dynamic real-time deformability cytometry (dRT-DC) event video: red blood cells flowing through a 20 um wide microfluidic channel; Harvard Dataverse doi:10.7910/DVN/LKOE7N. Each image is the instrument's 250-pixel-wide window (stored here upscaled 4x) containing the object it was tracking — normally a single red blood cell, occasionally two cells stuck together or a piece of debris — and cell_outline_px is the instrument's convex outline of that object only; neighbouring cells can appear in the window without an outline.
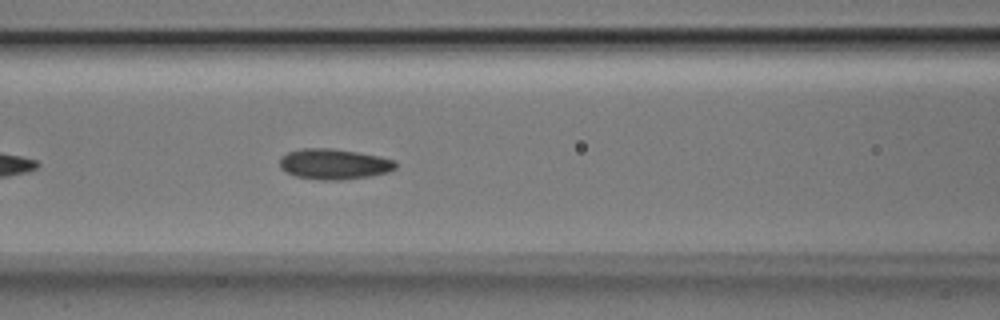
{"species": "Egyptian fruit bat (a non-hibernating species)", "species_latin": "Rousettus aegyptiacus", "temperature_condition": "room temperature", "stored_images_in_passage": 36, "camera_frame_rate_fps": 3000, "um_per_image_px": 0.085, "animal": {"sex": "male"}, "frame": {"image": 1, "passage_image": 6, "time_ms": 1.667, "image_size_px": [1000, 320], "cell_outline_px": [[396, 168], [388, 172], [368, 176], [340, 180], [324, 180], [296, 176], [280, 168], [280, 156], [288, 152], [300, 148], [332, 148], [380, 156], [396, 160]], "centroid_in_image_um": [28.39, 13.93], "position_along_channel_um": 138.2, "area_um2": 20.58}}
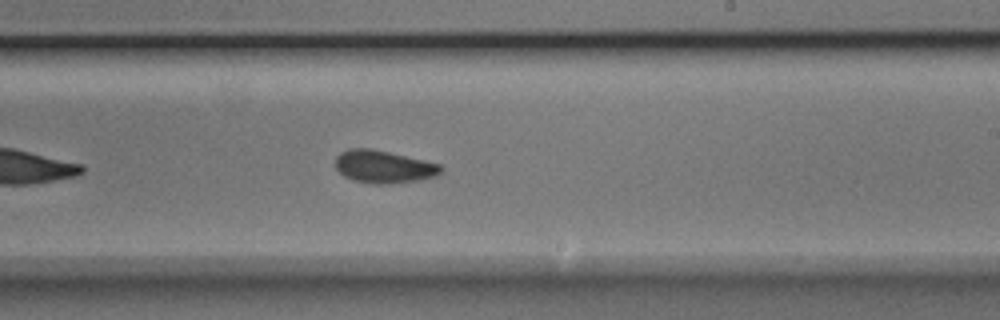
{"frame": {"image": 2, "passage_image": 15, "time_ms": 4.667, "image_size_px": [1000, 320], "cell_outline_px": [[444, 168], [436, 176], [420, 180], [388, 184], [376, 184], [352, 180], [344, 176], [336, 168], [336, 156], [340, 152], [348, 148], [372, 148], [424, 160], [440, 164]], "centroid_in_image_um": [32.6, 14.17], "position_along_channel_um": 256.4, "area_um2": 20.17}}
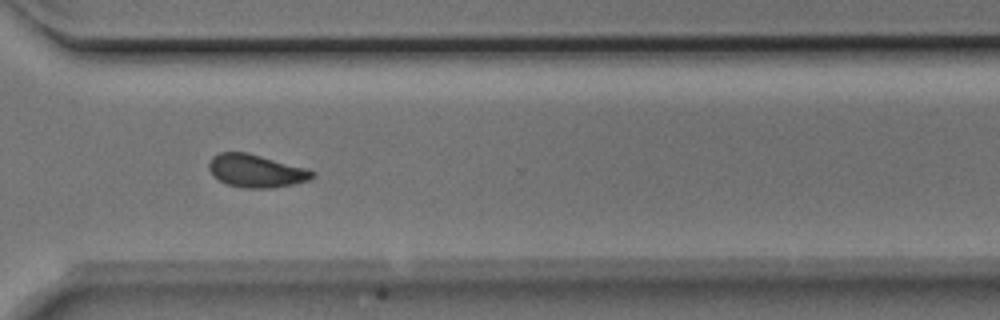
{"frame": {"image": 3, "passage_image": 22, "time_ms": 7.0, "image_size_px": [1000, 320], "cell_outline_px": [[316, 176], [308, 180], [292, 184], [268, 188], [244, 188], [228, 184], [212, 176], [208, 168], [208, 164], [212, 156], [220, 152], [248, 152], [308, 168], [316, 172]], "centroid_in_image_um": [21.77, 14.51], "position_along_channel_um": 348.8, "area_um2": 20.0}, "authors_computed_cell_mechanics": {"area_um2": 19.9121, "velocity_mm_per_s": 3.9451, "shape_relaxation_time_tau1_ms": 2.303, "shape_relaxation_time_tau2_ms": 2.3347, "deformation_change_tau1": 0.0978, "deformation_change_tau2": 0.0576}}